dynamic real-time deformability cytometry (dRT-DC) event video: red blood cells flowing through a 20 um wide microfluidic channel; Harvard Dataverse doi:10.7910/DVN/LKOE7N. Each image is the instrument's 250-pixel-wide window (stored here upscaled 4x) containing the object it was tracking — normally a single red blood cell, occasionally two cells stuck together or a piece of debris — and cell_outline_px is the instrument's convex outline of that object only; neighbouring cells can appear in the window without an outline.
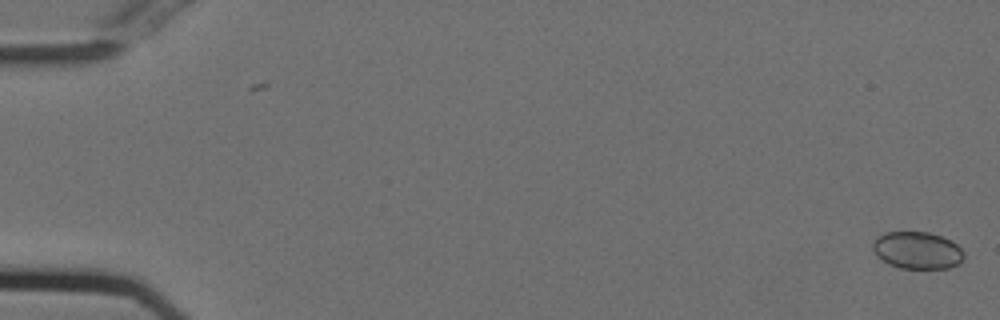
{"species": "Egyptian fruit bat (a non-hibernating species)", "species_latin": "Rousettus aegyptiacus", "temperature_condition": "cold", "stored_images_in_passage": 55, "camera_frame_rate_fps": 3000, "um_per_image_px": 0.085, "animal": {"sex": "female"}, "frame": {"image": 1, "passage_image": 1, "time_ms": 0.0, "image_size_px": [1000, 320], "cell_outline_px": [[964, 256], [960, 264], [948, 268], [900, 268], [888, 264], [872, 248], [872, 244], [876, 236], [884, 232], [928, 232], [952, 240], [964, 252]], "centroid_in_image_um": [77.99, 21.27], "position_along_channel_um": 7.0, "area_um2": 19.71}}
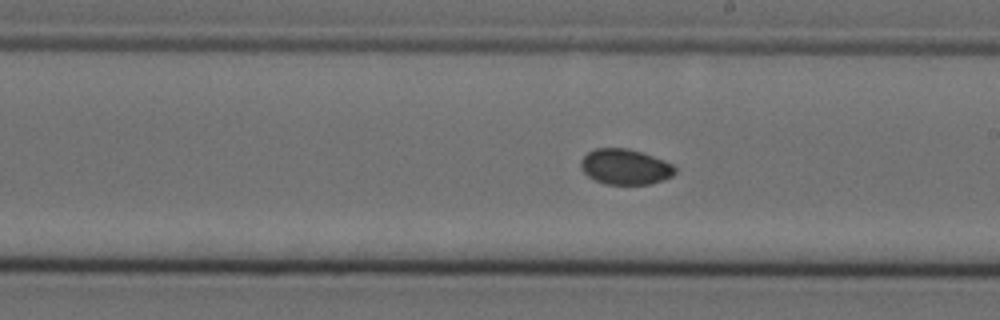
{"frame": {"image": 2, "passage_image": 32, "time_ms": 10.333, "image_size_px": [1000, 320], "cell_outline_px": [[676, 172], [672, 176], [664, 180], [652, 184], [604, 184], [588, 176], [580, 168], [580, 160], [588, 152], [596, 148], [628, 148], [664, 160], [672, 164], [676, 168]], "centroid_in_image_um": [53.14, 14.18], "position_along_channel_um": 235.9, "area_um2": 19.54}}
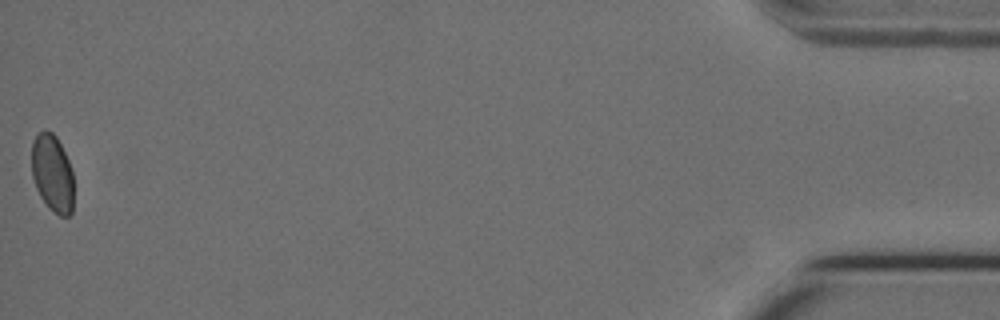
{"frame": {"image": 3, "passage_image": 55, "time_ms": 18.0, "image_size_px": [1000, 320], "cell_outline_px": [[72, 212], [68, 216], [60, 216], [48, 208], [40, 196], [36, 188], [32, 176], [32, 140], [44, 128], [52, 132], [56, 136], [68, 160], [72, 172]], "centroid_in_image_um": [4.43, 14.72], "position_along_channel_um": 430.8, "area_um2": 18.9}, "authors_computed_cell_mechanics": {"area_um2": 19.652, "velocity_mm_per_s": 3.7398, "shape_relaxation_time_tau1_ms": null, "shape_relaxation_time_tau2_ms": 3.8051, "deformation_change_tau1": null, "deformation_change_tau2": 0.0283}}